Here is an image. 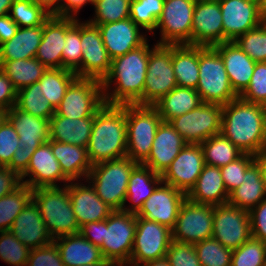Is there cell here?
<instances>
[{
  "instance_id": "cell-1",
  "label": "cell",
  "mask_w": 266,
  "mask_h": 266,
  "mask_svg": "<svg viewBox=\"0 0 266 266\" xmlns=\"http://www.w3.org/2000/svg\"><path fill=\"white\" fill-rule=\"evenodd\" d=\"M151 49L147 40L140 47L111 60L110 70L101 81L105 104H135L142 97Z\"/></svg>"
},
{
  "instance_id": "cell-2",
  "label": "cell",
  "mask_w": 266,
  "mask_h": 266,
  "mask_svg": "<svg viewBox=\"0 0 266 266\" xmlns=\"http://www.w3.org/2000/svg\"><path fill=\"white\" fill-rule=\"evenodd\" d=\"M220 133L244 153L266 151L263 105L240 97L223 105Z\"/></svg>"
},
{
  "instance_id": "cell-3",
  "label": "cell",
  "mask_w": 266,
  "mask_h": 266,
  "mask_svg": "<svg viewBox=\"0 0 266 266\" xmlns=\"http://www.w3.org/2000/svg\"><path fill=\"white\" fill-rule=\"evenodd\" d=\"M86 148L92 165L126 156V104H104L95 113Z\"/></svg>"
},
{
  "instance_id": "cell-4",
  "label": "cell",
  "mask_w": 266,
  "mask_h": 266,
  "mask_svg": "<svg viewBox=\"0 0 266 266\" xmlns=\"http://www.w3.org/2000/svg\"><path fill=\"white\" fill-rule=\"evenodd\" d=\"M32 191V200L53 239L80 232L70 201L69 183L63 187H41Z\"/></svg>"
},
{
  "instance_id": "cell-5",
  "label": "cell",
  "mask_w": 266,
  "mask_h": 266,
  "mask_svg": "<svg viewBox=\"0 0 266 266\" xmlns=\"http://www.w3.org/2000/svg\"><path fill=\"white\" fill-rule=\"evenodd\" d=\"M137 165L127 156L103 161L92 165L87 181L104 203L114 210H122L130 174Z\"/></svg>"
},
{
  "instance_id": "cell-6",
  "label": "cell",
  "mask_w": 266,
  "mask_h": 266,
  "mask_svg": "<svg viewBox=\"0 0 266 266\" xmlns=\"http://www.w3.org/2000/svg\"><path fill=\"white\" fill-rule=\"evenodd\" d=\"M203 103L226 105L239 96L233 90L220 53L199 46V80L196 87Z\"/></svg>"
},
{
  "instance_id": "cell-7",
  "label": "cell",
  "mask_w": 266,
  "mask_h": 266,
  "mask_svg": "<svg viewBox=\"0 0 266 266\" xmlns=\"http://www.w3.org/2000/svg\"><path fill=\"white\" fill-rule=\"evenodd\" d=\"M161 122L154 106L126 104V156L129 159L142 164L148 158Z\"/></svg>"
},
{
  "instance_id": "cell-8",
  "label": "cell",
  "mask_w": 266,
  "mask_h": 266,
  "mask_svg": "<svg viewBox=\"0 0 266 266\" xmlns=\"http://www.w3.org/2000/svg\"><path fill=\"white\" fill-rule=\"evenodd\" d=\"M136 232V214L115 210L104 220L103 244L105 261L112 266H128Z\"/></svg>"
},
{
  "instance_id": "cell-9",
  "label": "cell",
  "mask_w": 266,
  "mask_h": 266,
  "mask_svg": "<svg viewBox=\"0 0 266 266\" xmlns=\"http://www.w3.org/2000/svg\"><path fill=\"white\" fill-rule=\"evenodd\" d=\"M146 72L143 95L135 104L153 106L178 86L172 66V45H153Z\"/></svg>"
},
{
  "instance_id": "cell-10",
  "label": "cell",
  "mask_w": 266,
  "mask_h": 266,
  "mask_svg": "<svg viewBox=\"0 0 266 266\" xmlns=\"http://www.w3.org/2000/svg\"><path fill=\"white\" fill-rule=\"evenodd\" d=\"M222 105L202 103L197 108L169 121L187 144H201L220 134Z\"/></svg>"
},
{
  "instance_id": "cell-11",
  "label": "cell",
  "mask_w": 266,
  "mask_h": 266,
  "mask_svg": "<svg viewBox=\"0 0 266 266\" xmlns=\"http://www.w3.org/2000/svg\"><path fill=\"white\" fill-rule=\"evenodd\" d=\"M104 104L101 81L77 77L67 88L55 113L71 119L94 117Z\"/></svg>"
},
{
  "instance_id": "cell-12",
  "label": "cell",
  "mask_w": 266,
  "mask_h": 266,
  "mask_svg": "<svg viewBox=\"0 0 266 266\" xmlns=\"http://www.w3.org/2000/svg\"><path fill=\"white\" fill-rule=\"evenodd\" d=\"M172 241V229L136 216V232L129 266H139L166 256Z\"/></svg>"
},
{
  "instance_id": "cell-13",
  "label": "cell",
  "mask_w": 266,
  "mask_h": 266,
  "mask_svg": "<svg viewBox=\"0 0 266 266\" xmlns=\"http://www.w3.org/2000/svg\"><path fill=\"white\" fill-rule=\"evenodd\" d=\"M195 0H164L163 11L158 19L160 38L157 44L182 45L191 42L192 19Z\"/></svg>"
},
{
  "instance_id": "cell-14",
  "label": "cell",
  "mask_w": 266,
  "mask_h": 266,
  "mask_svg": "<svg viewBox=\"0 0 266 266\" xmlns=\"http://www.w3.org/2000/svg\"><path fill=\"white\" fill-rule=\"evenodd\" d=\"M212 237L226 248H239L251 237L249 211L229 203L214 205Z\"/></svg>"
},
{
  "instance_id": "cell-15",
  "label": "cell",
  "mask_w": 266,
  "mask_h": 266,
  "mask_svg": "<svg viewBox=\"0 0 266 266\" xmlns=\"http://www.w3.org/2000/svg\"><path fill=\"white\" fill-rule=\"evenodd\" d=\"M213 206L193 203L186 198L179 209L176 224L172 229V240L195 244L211 238Z\"/></svg>"
},
{
  "instance_id": "cell-16",
  "label": "cell",
  "mask_w": 266,
  "mask_h": 266,
  "mask_svg": "<svg viewBox=\"0 0 266 266\" xmlns=\"http://www.w3.org/2000/svg\"><path fill=\"white\" fill-rule=\"evenodd\" d=\"M20 176L22 184L28 185L32 190L41 187L65 186L70 182L63 174L58 160L53 155L51 140L35 150L27 169ZM26 177L27 179H25ZM58 182L63 184L61 185Z\"/></svg>"
},
{
  "instance_id": "cell-17",
  "label": "cell",
  "mask_w": 266,
  "mask_h": 266,
  "mask_svg": "<svg viewBox=\"0 0 266 266\" xmlns=\"http://www.w3.org/2000/svg\"><path fill=\"white\" fill-rule=\"evenodd\" d=\"M204 165V154L201 145L186 144L161 175L162 182L187 195L195 186Z\"/></svg>"
},
{
  "instance_id": "cell-18",
  "label": "cell",
  "mask_w": 266,
  "mask_h": 266,
  "mask_svg": "<svg viewBox=\"0 0 266 266\" xmlns=\"http://www.w3.org/2000/svg\"><path fill=\"white\" fill-rule=\"evenodd\" d=\"M81 78L102 81L111 67V58L102 41L97 25L81 22Z\"/></svg>"
},
{
  "instance_id": "cell-19",
  "label": "cell",
  "mask_w": 266,
  "mask_h": 266,
  "mask_svg": "<svg viewBox=\"0 0 266 266\" xmlns=\"http://www.w3.org/2000/svg\"><path fill=\"white\" fill-rule=\"evenodd\" d=\"M224 42H233L262 24L260 0H221Z\"/></svg>"
},
{
  "instance_id": "cell-20",
  "label": "cell",
  "mask_w": 266,
  "mask_h": 266,
  "mask_svg": "<svg viewBox=\"0 0 266 266\" xmlns=\"http://www.w3.org/2000/svg\"><path fill=\"white\" fill-rule=\"evenodd\" d=\"M186 198V194L182 191L161 182L143 203L136 216L155 221L173 229L179 209Z\"/></svg>"
},
{
  "instance_id": "cell-21",
  "label": "cell",
  "mask_w": 266,
  "mask_h": 266,
  "mask_svg": "<svg viewBox=\"0 0 266 266\" xmlns=\"http://www.w3.org/2000/svg\"><path fill=\"white\" fill-rule=\"evenodd\" d=\"M223 42L224 30L219 2H196L191 42L188 45L214 47Z\"/></svg>"
},
{
  "instance_id": "cell-22",
  "label": "cell",
  "mask_w": 266,
  "mask_h": 266,
  "mask_svg": "<svg viewBox=\"0 0 266 266\" xmlns=\"http://www.w3.org/2000/svg\"><path fill=\"white\" fill-rule=\"evenodd\" d=\"M97 26L111 60L140 47L148 39V36L140 31L142 29L130 17Z\"/></svg>"
},
{
  "instance_id": "cell-23",
  "label": "cell",
  "mask_w": 266,
  "mask_h": 266,
  "mask_svg": "<svg viewBox=\"0 0 266 266\" xmlns=\"http://www.w3.org/2000/svg\"><path fill=\"white\" fill-rule=\"evenodd\" d=\"M81 181L69 182L70 201L79 226L106 220L115 210L102 201L87 179L86 185Z\"/></svg>"
},
{
  "instance_id": "cell-24",
  "label": "cell",
  "mask_w": 266,
  "mask_h": 266,
  "mask_svg": "<svg viewBox=\"0 0 266 266\" xmlns=\"http://www.w3.org/2000/svg\"><path fill=\"white\" fill-rule=\"evenodd\" d=\"M186 144L168 121H162L157 128L150 154L142 164L162 175Z\"/></svg>"
},
{
  "instance_id": "cell-25",
  "label": "cell",
  "mask_w": 266,
  "mask_h": 266,
  "mask_svg": "<svg viewBox=\"0 0 266 266\" xmlns=\"http://www.w3.org/2000/svg\"><path fill=\"white\" fill-rule=\"evenodd\" d=\"M10 232L30 250L46 246L54 240L33 200L17 215Z\"/></svg>"
},
{
  "instance_id": "cell-26",
  "label": "cell",
  "mask_w": 266,
  "mask_h": 266,
  "mask_svg": "<svg viewBox=\"0 0 266 266\" xmlns=\"http://www.w3.org/2000/svg\"><path fill=\"white\" fill-rule=\"evenodd\" d=\"M214 48L220 53L233 90L240 96L251 81L256 62L234 41L220 43Z\"/></svg>"
},
{
  "instance_id": "cell-27",
  "label": "cell",
  "mask_w": 266,
  "mask_h": 266,
  "mask_svg": "<svg viewBox=\"0 0 266 266\" xmlns=\"http://www.w3.org/2000/svg\"><path fill=\"white\" fill-rule=\"evenodd\" d=\"M7 120L18 134V147L26 151H35L49 140V119L33 116L15 105L8 111Z\"/></svg>"
},
{
  "instance_id": "cell-28",
  "label": "cell",
  "mask_w": 266,
  "mask_h": 266,
  "mask_svg": "<svg viewBox=\"0 0 266 266\" xmlns=\"http://www.w3.org/2000/svg\"><path fill=\"white\" fill-rule=\"evenodd\" d=\"M65 16L51 15L43 24V36L35 58L47 69L63 68Z\"/></svg>"
},
{
  "instance_id": "cell-29",
  "label": "cell",
  "mask_w": 266,
  "mask_h": 266,
  "mask_svg": "<svg viewBox=\"0 0 266 266\" xmlns=\"http://www.w3.org/2000/svg\"><path fill=\"white\" fill-rule=\"evenodd\" d=\"M53 242L59 250L64 266L109 263L104 260L100 247L93 245L80 232L55 238Z\"/></svg>"
},
{
  "instance_id": "cell-30",
  "label": "cell",
  "mask_w": 266,
  "mask_h": 266,
  "mask_svg": "<svg viewBox=\"0 0 266 266\" xmlns=\"http://www.w3.org/2000/svg\"><path fill=\"white\" fill-rule=\"evenodd\" d=\"M186 197L189 201L197 204L228 203L229 194L225 188L220 168L205 164L195 186Z\"/></svg>"
},
{
  "instance_id": "cell-31",
  "label": "cell",
  "mask_w": 266,
  "mask_h": 266,
  "mask_svg": "<svg viewBox=\"0 0 266 266\" xmlns=\"http://www.w3.org/2000/svg\"><path fill=\"white\" fill-rule=\"evenodd\" d=\"M94 117L71 119L56 113L49 120V140L87 147Z\"/></svg>"
},
{
  "instance_id": "cell-32",
  "label": "cell",
  "mask_w": 266,
  "mask_h": 266,
  "mask_svg": "<svg viewBox=\"0 0 266 266\" xmlns=\"http://www.w3.org/2000/svg\"><path fill=\"white\" fill-rule=\"evenodd\" d=\"M161 182V174L143 164H138L131 172L127 186L125 204L128 200L131 201V205H128L129 207L124 205L122 211L137 214Z\"/></svg>"
},
{
  "instance_id": "cell-33",
  "label": "cell",
  "mask_w": 266,
  "mask_h": 266,
  "mask_svg": "<svg viewBox=\"0 0 266 266\" xmlns=\"http://www.w3.org/2000/svg\"><path fill=\"white\" fill-rule=\"evenodd\" d=\"M51 149L63 174L70 181L87 179L92 164L89 161L86 147L51 140Z\"/></svg>"
},
{
  "instance_id": "cell-34",
  "label": "cell",
  "mask_w": 266,
  "mask_h": 266,
  "mask_svg": "<svg viewBox=\"0 0 266 266\" xmlns=\"http://www.w3.org/2000/svg\"><path fill=\"white\" fill-rule=\"evenodd\" d=\"M42 36L43 25L19 27L9 41L0 45V61L34 58Z\"/></svg>"
},
{
  "instance_id": "cell-35",
  "label": "cell",
  "mask_w": 266,
  "mask_h": 266,
  "mask_svg": "<svg viewBox=\"0 0 266 266\" xmlns=\"http://www.w3.org/2000/svg\"><path fill=\"white\" fill-rule=\"evenodd\" d=\"M172 66L178 86L196 89L199 80V46L172 45Z\"/></svg>"
},
{
  "instance_id": "cell-36",
  "label": "cell",
  "mask_w": 266,
  "mask_h": 266,
  "mask_svg": "<svg viewBox=\"0 0 266 266\" xmlns=\"http://www.w3.org/2000/svg\"><path fill=\"white\" fill-rule=\"evenodd\" d=\"M266 198L259 166L253 162L244 173V182L229 194L228 203L250 211Z\"/></svg>"
},
{
  "instance_id": "cell-37",
  "label": "cell",
  "mask_w": 266,
  "mask_h": 266,
  "mask_svg": "<svg viewBox=\"0 0 266 266\" xmlns=\"http://www.w3.org/2000/svg\"><path fill=\"white\" fill-rule=\"evenodd\" d=\"M202 103L196 89L176 86L153 106L158 110L162 121L169 122L177 116L192 111Z\"/></svg>"
},
{
  "instance_id": "cell-38",
  "label": "cell",
  "mask_w": 266,
  "mask_h": 266,
  "mask_svg": "<svg viewBox=\"0 0 266 266\" xmlns=\"http://www.w3.org/2000/svg\"><path fill=\"white\" fill-rule=\"evenodd\" d=\"M0 69L11 80L17 91L40 80L47 68L35 57L0 61Z\"/></svg>"
},
{
  "instance_id": "cell-39",
  "label": "cell",
  "mask_w": 266,
  "mask_h": 266,
  "mask_svg": "<svg viewBox=\"0 0 266 266\" xmlns=\"http://www.w3.org/2000/svg\"><path fill=\"white\" fill-rule=\"evenodd\" d=\"M81 19L65 16V46L62 51L63 69L81 78Z\"/></svg>"
},
{
  "instance_id": "cell-40",
  "label": "cell",
  "mask_w": 266,
  "mask_h": 266,
  "mask_svg": "<svg viewBox=\"0 0 266 266\" xmlns=\"http://www.w3.org/2000/svg\"><path fill=\"white\" fill-rule=\"evenodd\" d=\"M77 78V75L63 68L47 69L40 80V90L50 105L56 109L69 85Z\"/></svg>"
},
{
  "instance_id": "cell-41",
  "label": "cell",
  "mask_w": 266,
  "mask_h": 266,
  "mask_svg": "<svg viewBox=\"0 0 266 266\" xmlns=\"http://www.w3.org/2000/svg\"><path fill=\"white\" fill-rule=\"evenodd\" d=\"M200 145L203 149L204 162L209 166L220 168L235 161L244 154L243 151L221 133L208 138Z\"/></svg>"
},
{
  "instance_id": "cell-42",
  "label": "cell",
  "mask_w": 266,
  "mask_h": 266,
  "mask_svg": "<svg viewBox=\"0 0 266 266\" xmlns=\"http://www.w3.org/2000/svg\"><path fill=\"white\" fill-rule=\"evenodd\" d=\"M33 191L22 184L14 192L0 198V231H10L17 215L32 200Z\"/></svg>"
},
{
  "instance_id": "cell-43",
  "label": "cell",
  "mask_w": 266,
  "mask_h": 266,
  "mask_svg": "<svg viewBox=\"0 0 266 266\" xmlns=\"http://www.w3.org/2000/svg\"><path fill=\"white\" fill-rule=\"evenodd\" d=\"M16 106L33 116L49 119L55 109L50 105L40 90V83H33L17 92Z\"/></svg>"
},
{
  "instance_id": "cell-44",
  "label": "cell",
  "mask_w": 266,
  "mask_h": 266,
  "mask_svg": "<svg viewBox=\"0 0 266 266\" xmlns=\"http://www.w3.org/2000/svg\"><path fill=\"white\" fill-rule=\"evenodd\" d=\"M8 15L18 27H36L43 25L52 13L43 5L33 3L31 0H15Z\"/></svg>"
},
{
  "instance_id": "cell-45",
  "label": "cell",
  "mask_w": 266,
  "mask_h": 266,
  "mask_svg": "<svg viewBox=\"0 0 266 266\" xmlns=\"http://www.w3.org/2000/svg\"><path fill=\"white\" fill-rule=\"evenodd\" d=\"M163 6L164 0H132L130 18L137 26L154 36Z\"/></svg>"
},
{
  "instance_id": "cell-46",
  "label": "cell",
  "mask_w": 266,
  "mask_h": 266,
  "mask_svg": "<svg viewBox=\"0 0 266 266\" xmlns=\"http://www.w3.org/2000/svg\"><path fill=\"white\" fill-rule=\"evenodd\" d=\"M132 0H94V16L87 20L94 25L117 22L130 17Z\"/></svg>"
},
{
  "instance_id": "cell-47",
  "label": "cell",
  "mask_w": 266,
  "mask_h": 266,
  "mask_svg": "<svg viewBox=\"0 0 266 266\" xmlns=\"http://www.w3.org/2000/svg\"><path fill=\"white\" fill-rule=\"evenodd\" d=\"M201 266H231L233 250L213 237L194 244Z\"/></svg>"
},
{
  "instance_id": "cell-48",
  "label": "cell",
  "mask_w": 266,
  "mask_h": 266,
  "mask_svg": "<svg viewBox=\"0 0 266 266\" xmlns=\"http://www.w3.org/2000/svg\"><path fill=\"white\" fill-rule=\"evenodd\" d=\"M231 266H266V243L251 236L233 250Z\"/></svg>"
},
{
  "instance_id": "cell-49",
  "label": "cell",
  "mask_w": 266,
  "mask_h": 266,
  "mask_svg": "<svg viewBox=\"0 0 266 266\" xmlns=\"http://www.w3.org/2000/svg\"><path fill=\"white\" fill-rule=\"evenodd\" d=\"M234 42L256 63L266 62V24L247 31Z\"/></svg>"
},
{
  "instance_id": "cell-50",
  "label": "cell",
  "mask_w": 266,
  "mask_h": 266,
  "mask_svg": "<svg viewBox=\"0 0 266 266\" xmlns=\"http://www.w3.org/2000/svg\"><path fill=\"white\" fill-rule=\"evenodd\" d=\"M30 249L10 231H0V259L11 266H27Z\"/></svg>"
},
{
  "instance_id": "cell-51",
  "label": "cell",
  "mask_w": 266,
  "mask_h": 266,
  "mask_svg": "<svg viewBox=\"0 0 266 266\" xmlns=\"http://www.w3.org/2000/svg\"><path fill=\"white\" fill-rule=\"evenodd\" d=\"M254 161V154L244 153L235 161L220 167L222 179L228 194L244 182V173Z\"/></svg>"
},
{
  "instance_id": "cell-52",
  "label": "cell",
  "mask_w": 266,
  "mask_h": 266,
  "mask_svg": "<svg viewBox=\"0 0 266 266\" xmlns=\"http://www.w3.org/2000/svg\"><path fill=\"white\" fill-rule=\"evenodd\" d=\"M239 97L247 102L266 104V62L255 64L251 81Z\"/></svg>"
},
{
  "instance_id": "cell-53",
  "label": "cell",
  "mask_w": 266,
  "mask_h": 266,
  "mask_svg": "<svg viewBox=\"0 0 266 266\" xmlns=\"http://www.w3.org/2000/svg\"><path fill=\"white\" fill-rule=\"evenodd\" d=\"M165 257L171 266H201L192 243L172 240Z\"/></svg>"
},
{
  "instance_id": "cell-54",
  "label": "cell",
  "mask_w": 266,
  "mask_h": 266,
  "mask_svg": "<svg viewBox=\"0 0 266 266\" xmlns=\"http://www.w3.org/2000/svg\"><path fill=\"white\" fill-rule=\"evenodd\" d=\"M20 141L12 124L6 120L0 125V166L6 167L18 148Z\"/></svg>"
},
{
  "instance_id": "cell-55",
  "label": "cell",
  "mask_w": 266,
  "mask_h": 266,
  "mask_svg": "<svg viewBox=\"0 0 266 266\" xmlns=\"http://www.w3.org/2000/svg\"><path fill=\"white\" fill-rule=\"evenodd\" d=\"M27 266H64L59 250L54 242L31 249L27 261Z\"/></svg>"
},
{
  "instance_id": "cell-56",
  "label": "cell",
  "mask_w": 266,
  "mask_h": 266,
  "mask_svg": "<svg viewBox=\"0 0 266 266\" xmlns=\"http://www.w3.org/2000/svg\"><path fill=\"white\" fill-rule=\"evenodd\" d=\"M251 236L266 243V198L249 211Z\"/></svg>"
},
{
  "instance_id": "cell-57",
  "label": "cell",
  "mask_w": 266,
  "mask_h": 266,
  "mask_svg": "<svg viewBox=\"0 0 266 266\" xmlns=\"http://www.w3.org/2000/svg\"><path fill=\"white\" fill-rule=\"evenodd\" d=\"M17 92L11 80L0 69V107L9 111L15 106L17 102Z\"/></svg>"
},
{
  "instance_id": "cell-58",
  "label": "cell",
  "mask_w": 266,
  "mask_h": 266,
  "mask_svg": "<svg viewBox=\"0 0 266 266\" xmlns=\"http://www.w3.org/2000/svg\"><path fill=\"white\" fill-rule=\"evenodd\" d=\"M21 185V176L17 172L0 166V198L14 192Z\"/></svg>"
},
{
  "instance_id": "cell-59",
  "label": "cell",
  "mask_w": 266,
  "mask_h": 266,
  "mask_svg": "<svg viewBox=\"0 0 266 266\" xmlns=\"http://www.w3.org/2000/svg\"><path fill=\"white\" fill-rule=\"evenodd\" d=\"M80 234L93 245L101 247L103 244L104 221L88 222L81 226Z\"/></svg>"
},
{
  "instance_id": "cell-60",
  "label": "cell",
  "mask_w": 266,
  "mask_h": 266,
  "mask_svg": "<svg viewBox=\"0 0 266 266\" xmlns=\"http://www.w3.org/2000/svg\"><path fill=\"white\" fill-rule=\"evenodd\" d=\"M94 0H58L56 16H66L78 18L79 10L88 3L93 4Z\"/></svg>"
},
{
  "instance_id": "cell-61",
  "label": "cell",
  "mask_w": 266,
  "mask_h": 266,
  "mask_svg": "<svg viewBox=\"0 0 266 266\" xmlns=\"http://www.w3.org/2000/svg\"><path fill=\"white\" fill-rule=\"evenodd\" d=\"M35 151H26L18 147L11 159V162L6 166L11 170L21 175L28 167L30 158Z\"/></svg>"
},
{
  "instance_id": "cell-62",
  "label": "cell",
  "mask_w": 266,
  "mask_h": 266,
  "mask_svg": "<svg viewBox=\"0 0 266 266\" xmlns=\"http://www.w3.org/2000/svg\"><path fill=\"white\" fill-rule=\"evenodd\" d=\"M18 24L7 14L0 17V45L9 41L17 32Z\"/></svg>"
},
{
  "instance_id": "cell-63",
  "label": "cell",
  "mask_w": 266,
  "mask_h": 266,
  "mask_svg": "<svg viewBox=\"0 0 266 266\" xmlns=\"http://www.w3.org/2000/svg\"><path fill=\"white\" fill-rule=\"evenodd\" d=\"M260 169L261 172V178L265 185L266 189V151H263L257 155H255V161H254Z\"/></svg>"
},
{
  "instance_id": "cell-64",
  "label": "cell",
  "mask_w": 266,
  "mask_h": 266,
  "mask_svg": "<svg viewBox=\"0 0 266 266\" xmlns=\"http://www.w3.org/2000/svg\"><path fill=\"white\" fill-rule=\"evenodd\" d=\"M33 3L43 5L47 10H49L53 15H56V7L58 0H31Z\"/></svg>"
},
{
  "instance_id": "cell-65",
  "label": "cell",
  "mask_w": 266,
  "mask_h": 266,
  "mask_svg": "<svg viewBox=\"0 0 266 266\" xmlns=\"http://www.w3.org/2000/svg\"><path fill=\"white\" fill-rule=\"evenodd\" d=\"M15 0H0V17L9 14L11 5Z\"/></svg>"
},
{
  "instance_id": "cell-66",
  "label": "cell",
  "mask_w": 266,
  "mask_h": 266,
  "mask_svg": "<svg viewBox=\"0 0 266 266\" xmlns=\"http://www.w3.org/2000/svg\"><path fill=\"white\" fill-rule=\"evenodd\" d=\"M139 266H171L166 257L157 260L147 261Z\"/></svg>"
},
{
  "instance_id": "cell-67",
  "label": "cell",
  "mask_w": 266,
  "mask_h": 266,
  "mask_svg": "<svg viewBox=\"0 0 266 266\" xmlns=\"http://www.w3.org/2000/svg\"><path fill=\"white\" fill-rule=\"evenodd\" d=\"M260 16L262 24H266V0H260Z\"/></svg>"
},
{
  "instance_id": "cell-68",
  "label": "cell",
  "mask_w": 266,
  "mask_h": 266,
  "mask_svg": "<svg viewBox=\"0 0 266 266\" xmlns=\"http://www.w3.org/2000/svg\"><path fill=\"white\" fill-rule=\"evenodd\" d=\"M8 117V110L0 107V125L3 124Z\"/></svg>"
},
{
  "instance_id": "cell-69",
  "label": "cell",
  "mask_w": 266,
  "mask_h": 266,
  "mask_svg": "<svg viewBox=\"0 0 266 266\" xmlns=\"http://www.w3.org/2000/svg\"><path fill=\"white\" fill-rule=\"evenodd\" d=\"M263 112H264V131L266 137V104L263 105Z\"/></svg>"
},
{
  "instance_id": "cell-70",
  "label": "cell",
  "mask_w": 266,
  "mask_h": 266,
  "mask_svg": "<svg viewBox=\"0 0 266 266\" xmlns=\"http://www.w3.org/2000/svg\"><path fill=\"white\" fill-rule=\"evenodd\" d=\"M83 266H112V265L110 263H94V264L83 265Z\"/></svg>"
},
{
  "instance_id": "cell-71",
  "label": "cell",
  "mask_w": 266,
  "mask_h": 266,
  "mask_svg": "<svg viewBox=\"0 0 266 266\" xmlns=\"http://www.w3.org/2000/svg\"><path fill=\"white\" fill-rule=\"evenodd\" d=\"M196 2H201V1H203V2H219V1H221V0H195Z\"/></svg>"
}]
</instances>
